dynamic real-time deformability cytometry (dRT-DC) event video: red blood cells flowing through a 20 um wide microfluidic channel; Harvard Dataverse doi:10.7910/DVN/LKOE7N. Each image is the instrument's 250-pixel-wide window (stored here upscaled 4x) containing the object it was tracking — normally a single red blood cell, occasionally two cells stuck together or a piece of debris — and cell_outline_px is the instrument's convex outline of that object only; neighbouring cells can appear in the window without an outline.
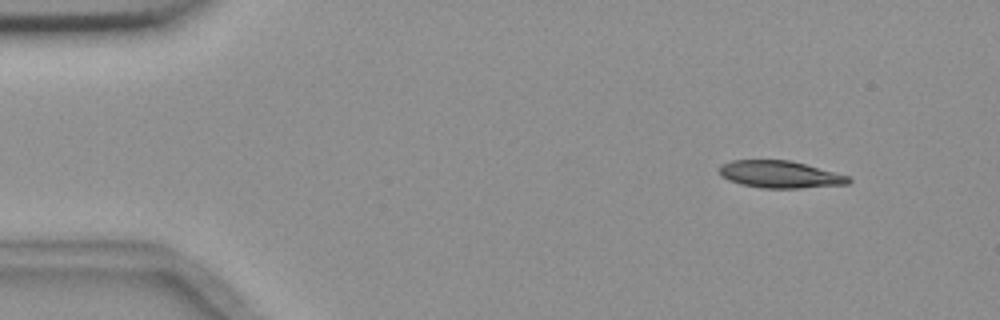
{"species": "common noctule bat (a hibernating species)", "species_latin": "Nyctalus noctula", "temperature_condition": "room temperature", "stored_images_in_passage": 5, "camera_frame_rate_fps": 3000, "um_per_image_px": 0.085, "animal": {"sex": "female", "body_mass_g": 18.4}, "frame": {"image": 1, "passage_image": 2, "time_ms": 1.0, "image_size_px": [1000, 320], "cell_outline_px": [[852, 180], [848, 184], [800, 188], [760, 188], [740, 184], [728, 180], [720, 176], [716, 168], [720, 164], [732, 160], [788, 160], [804, 164], [848, 176]], "centroid_in_image_um": [66.2, 14.82], "position_along_channel_um": 18.8, "area_um2": 20.52}}
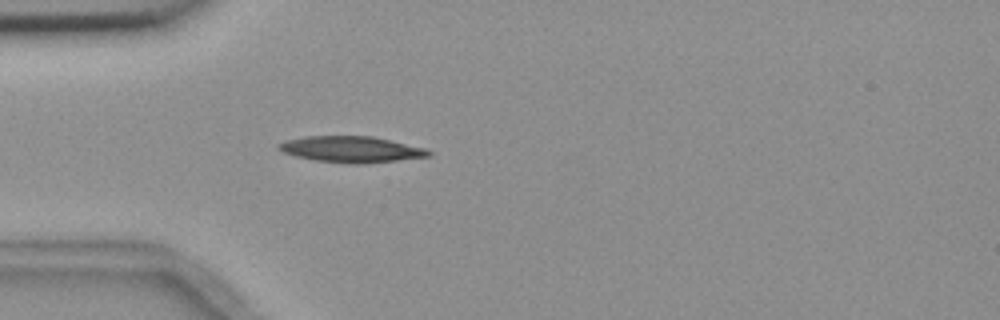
{"frame": {"image": 2, "passage_image": 5, "time_ms": 4.333, "image_size_px": [1000, 320], "cell_outline_px": [[432, 156], [360, 164], [352, 164], [316, 160], [296, 156], [284, 152], [276, 148], [276, 144], [284, 140], [304, 136], [372, 136], [428, 148], [432, 152]], "centroid_in_image_um": [29.86, 12.68], "position_along_channel_um": 55.1, "area_um2": 22.95}}